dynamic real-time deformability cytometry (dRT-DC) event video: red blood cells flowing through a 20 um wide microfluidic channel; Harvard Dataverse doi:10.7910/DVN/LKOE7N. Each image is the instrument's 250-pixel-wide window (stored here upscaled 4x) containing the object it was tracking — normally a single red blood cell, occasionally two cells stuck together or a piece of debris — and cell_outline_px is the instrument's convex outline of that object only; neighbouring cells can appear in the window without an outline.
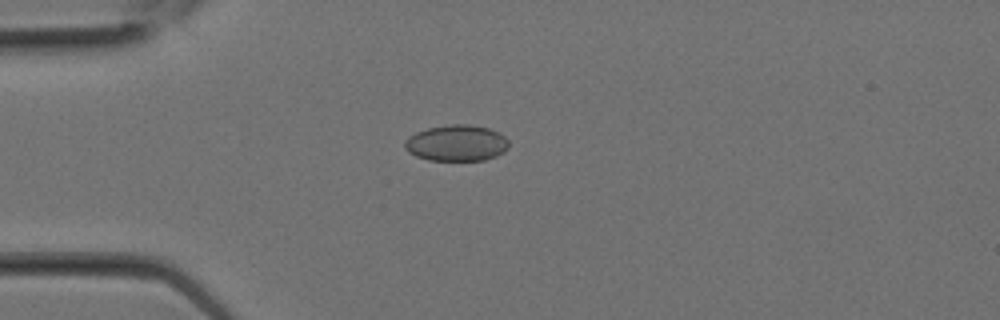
{"species": "Egyptian fruit bat (a non-hibernating species)", "species_latin": "Rousettus aegyptiacus", "temperature_condition": "room temperature", "stored_images_in_passage": 3, "camera_frame_rate_fps": 3000, "um_per_image_px": 0.085, "animal": {"sex": "female"}, "frame": {"image": 1, "passage_image": 2, "time_ms": 0.333, "image_size_px": [1000, 320], "cell_outline_px": [[508, 148], [504, 152], [496, 156], [484, 160], [428, 160], [416, 156], [408, 152], [404, 148], [404, 140], [408, 136], [416, 132], [428, 128], [452, 124], [468, 124], [488, 128], [504, 136], [508, 140]], "centroid_in_image_um": [38.78, 12.16], "position_along_channel_um": 46.2, "area_um2": 21.96}}